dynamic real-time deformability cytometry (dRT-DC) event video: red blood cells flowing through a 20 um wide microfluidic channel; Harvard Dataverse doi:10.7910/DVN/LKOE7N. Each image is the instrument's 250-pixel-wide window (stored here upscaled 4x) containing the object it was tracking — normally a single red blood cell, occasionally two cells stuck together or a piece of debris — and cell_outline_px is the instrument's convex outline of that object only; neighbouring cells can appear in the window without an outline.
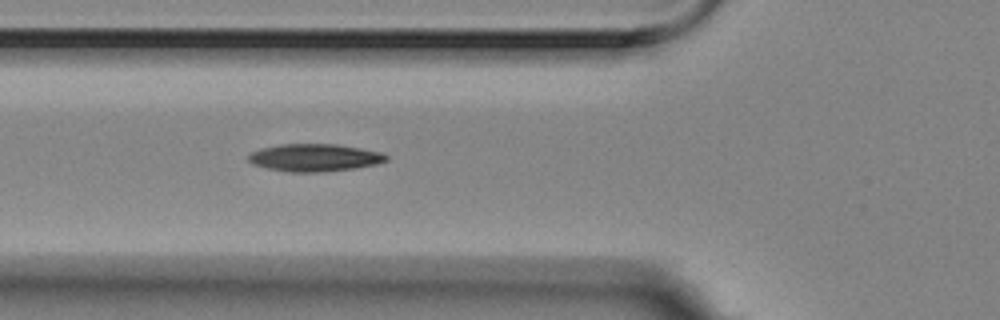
{"species": "Egyptian fruit bat (a non-hibernating species)", "species_latin": "Rousettus aegyptiacus", "temperature_condition": "room temperature", "stored_images_in_passage": 5, "camera_frame_rate_fps": 3000, "um_per_image_px": 0.085, "animal": {"sex": "female"}, "frame": {"image": 1, "passage_image": 5, "time_ms": 1.333, "image_size_px": [1000, 320], "cell_outline_px": [[388, 160], [376, 164], [356, 168], [324, 172], [288, 172], [268, 168], [252, 164], [248, 160], [248, 156], [252, 152], [260, 148], [280, 144], [336, 144], [360, 148], [380, 152], [388, 156]], "centroid_in_image_um": [26.73, 13.4], "position_along_channel_um": 99.1, "area_um2": 22.14}}